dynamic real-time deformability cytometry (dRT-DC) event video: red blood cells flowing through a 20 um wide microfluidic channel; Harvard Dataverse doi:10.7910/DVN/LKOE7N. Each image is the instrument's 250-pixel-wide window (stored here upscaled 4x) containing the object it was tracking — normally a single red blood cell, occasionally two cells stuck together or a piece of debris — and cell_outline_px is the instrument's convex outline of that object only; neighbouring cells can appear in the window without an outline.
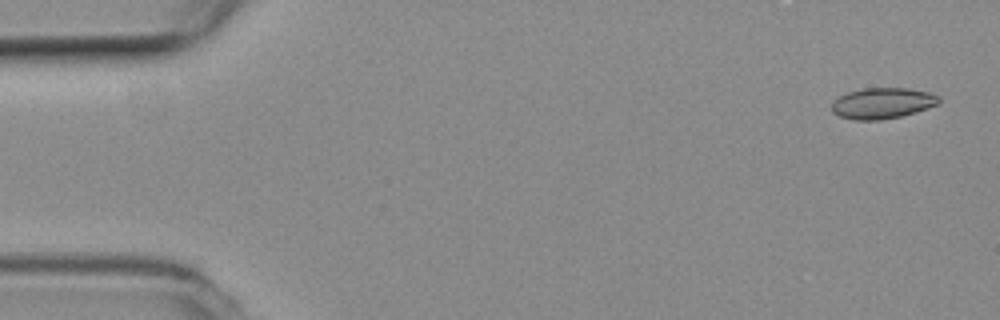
{"species": "common noctule bat (a hibernating species)", "species_latin": "Nyctalus noctula", "temperature_condition": "room temperature", "stored_images_in_passage": 6, "camera_frame_rate_fps": 3000, "um_per_image_px": 0.085, "animal": {"sex": "female", "body_mass_g": 19.3, "forearm_length_mm": 54.1}, "frame": {"image": 1, "passage_image": 1, "time_ms": 0.0, "image_size_px": [1000, 320], "cell_outline_px": [[940, 104], [916, 112], [900, 116], [880, 120], [852, 120], [840, 116], [832, 112], [832, 104], [840, 96], [848, 92], [864, 88], [908, 88], [928, 92], [940, 96]], "centroid_in_image_um": [75.04, 8.77], "position_along_channel_um": 10.0, "area_um2": 19.31}}